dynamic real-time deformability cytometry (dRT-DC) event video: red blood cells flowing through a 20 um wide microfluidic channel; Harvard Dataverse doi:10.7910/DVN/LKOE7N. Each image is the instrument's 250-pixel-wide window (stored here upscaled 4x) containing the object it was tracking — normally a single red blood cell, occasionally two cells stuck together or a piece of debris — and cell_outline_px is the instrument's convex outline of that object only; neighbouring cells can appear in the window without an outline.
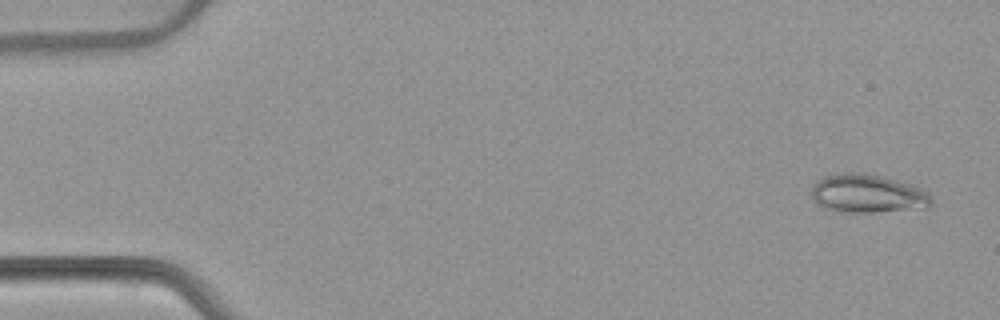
{"species": "common noctule bat (a hibernating species)", "species_latin": "Nyctalus noctula", "temperature_condition": "warm", "stored_images_in_passage": 53, "camera_frame_rate_fps": 3000, "um_per_image_px": 0.085, "animal": {"sex": "female", "body_mass_g": 22.7, "forearm_length_mm": 54.2}, "frame": {"image": 1, "passage_image": 3, "time_ms": 0.667, "image_size_px": [1000, 320], "cell_outline_px": [[932, 204], [924, 208], [872, 212], [840, 212], [824, 208], [816, 204], [812, 200], [812, 184], [816, 180], [824, 176], [844, 172], [864, 172], [912, 184], [928, 192], [932, 200]], "centroid_in_image_um": [73.7, 16.45], "position_along_channel_um": 11.3, "area_um2": 27.17}}
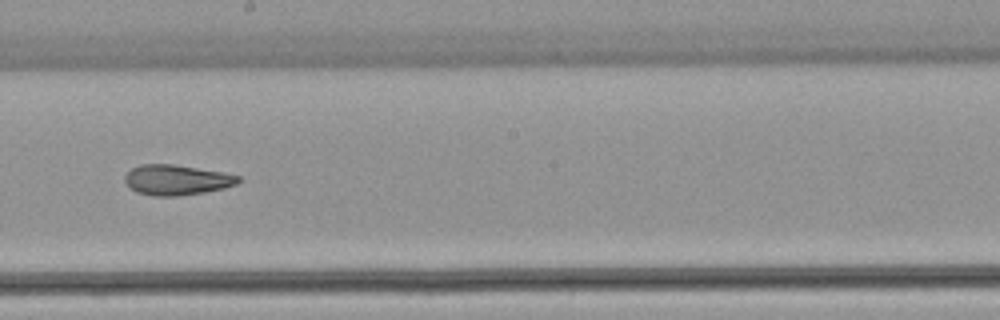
{"frame": {"image": 2, "passage_image": 30, "time_ms": 9.667, "image_size_px": [1000, 320], "cell_outline_px": [[240, 180], [236, 184], [224, 188], [204, 192], [176, 196], [152, 196], [136, 192], [124, 180], [124, 176], [132, 168], [140, 164], [172, 164], [224, 172], [240, 176]], "centroid_in_image_um": [15.01, 15.29], "position_along_channel_um": 233.2, "area_um2": 19.94}}
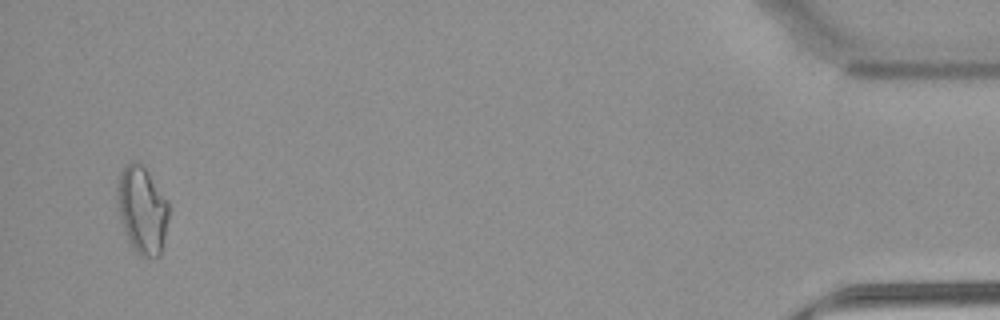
{"frame": {"image": 3, "passage_image": 51, "time_ms": 16.667, "image_size_px": [1000, 320], "cell_outline_px": [[168, 220], [160, 256], [140, 256], [132, 248], [124, 232], [120, 216], [116, 196], [116, 184], [120, 172], [124, 164], [132, 160], [140, 160], [168, 200]], "centroid_in_image_um": [12.06, 17.77], "position_along_channel_um": 423.1, "area_um2": 26.59}, "authors_computed_cell_mechanics": {"area_um2": 22.4264, "velocity_mm_per_s": 3.8992, "shape_relaxation_time_tau1_ms": null, "shape_relaxation_time_tau2_ms": 3.5609, "deformation_change_tau1": null, "deformation_change_tau2": 0.1205}}